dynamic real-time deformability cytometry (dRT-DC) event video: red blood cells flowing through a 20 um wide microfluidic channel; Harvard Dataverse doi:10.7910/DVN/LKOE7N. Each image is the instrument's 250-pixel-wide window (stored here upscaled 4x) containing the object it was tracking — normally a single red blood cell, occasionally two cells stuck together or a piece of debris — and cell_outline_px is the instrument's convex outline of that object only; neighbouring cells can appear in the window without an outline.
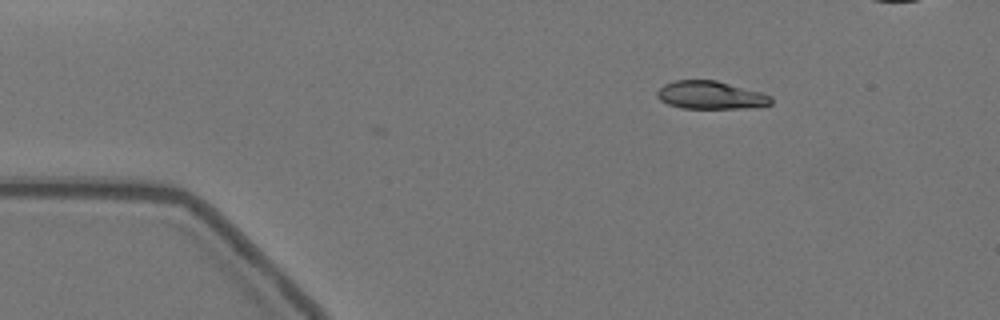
{"species": "Egyptian fruit bat (a non-hibernating species)", "species_latin": "Rousettus aegyptiacus", "temperature_condition": "warm", "stored_images_in_passage": 2, "camera_frame_rate_fps": 3000, "um_per_image_px": 0.085, "animal": {"sex": "female"}, "frame": {"image": 1, "passage_image": 2, "time_ms": 0.333, "image_size_px": [1000, 320], "cell_outline_px": [[772, 104], [748, 108], [680, 108], [668, 104], [660, 100], [656, 96], [656, 92], [664, 84], [676, 80], [716, 80], [760, 92], [772, 96]], "centroid_in_image_um": [60.39, 8.09], "position_along_channel_um": 24.6, "area_um2": 18.55}}